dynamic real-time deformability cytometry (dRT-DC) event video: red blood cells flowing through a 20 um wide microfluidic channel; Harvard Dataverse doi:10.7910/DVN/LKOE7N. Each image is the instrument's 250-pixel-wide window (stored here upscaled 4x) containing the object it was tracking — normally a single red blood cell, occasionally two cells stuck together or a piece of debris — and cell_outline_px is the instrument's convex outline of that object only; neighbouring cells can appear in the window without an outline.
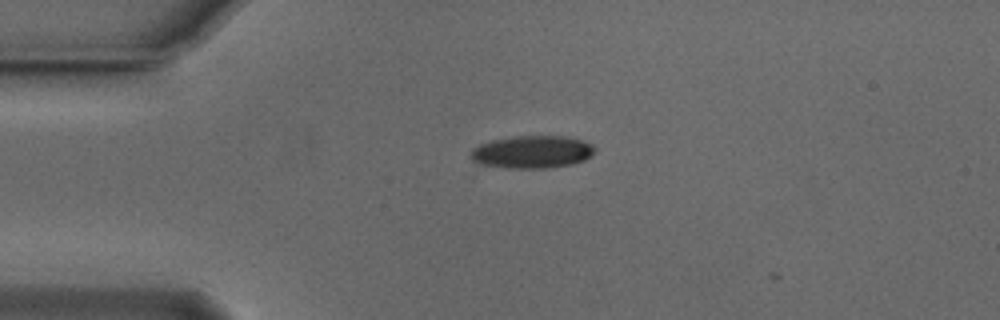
{"species": "Egyptian fruit bat (a non-hibernating species)", "species_latin": "Rousettus aegyptiacus", "temperature_condition": "cold", "stored_images_in_passage": 3, "camera_frame_rate_fps": 3000, "um_per_image_px": 0.085, "animal": {"sex": "male"}, "frame": {"image": 1, "passage_image": 1, "time_ms": 0.0, "image_size_px": [1000, 320], "cell_outline_px": [[596, 152], [592, 156], [584, 160], [572, 164], [548, 168], [508, 168], [480, 164], [472, 160], [472, 148], [480, 144], [492, 140], [516, 136], [564, 136], [580, 140], [592, 144], [596, 148]], "centroid_in_image_um": [45.27, 12.92], "position_along_channel_um": 39.7, "area_um2": 23.58}}